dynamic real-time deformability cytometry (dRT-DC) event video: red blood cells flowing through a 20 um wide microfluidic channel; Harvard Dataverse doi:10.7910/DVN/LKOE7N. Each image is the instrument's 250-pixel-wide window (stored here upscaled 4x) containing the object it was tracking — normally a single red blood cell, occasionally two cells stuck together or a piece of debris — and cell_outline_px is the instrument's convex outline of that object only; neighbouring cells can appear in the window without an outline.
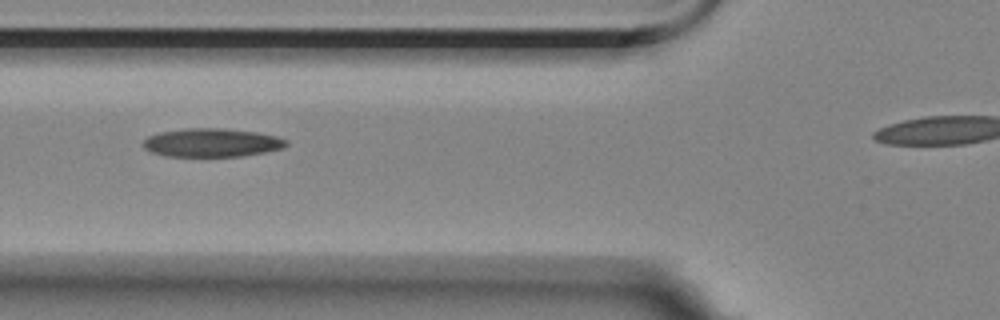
{"species": "Egyptian fruit bat (a non-hibernating species)", "species_latin": "Rousettus aegyptiacus", "temperature_condition": "room temperature", "stored_images_in_passage": 9, "segment_of_instrument_passage": [1, 2], "camera_frame_rate_fps": 3000, "um_per_image_px": 0.085, "animal": {"sex": "female"}, "frame": {"image": 1, "passage_image": 2, "time_ms": 1.333, "image_size_px": [1000, 320], "cell_outline_px": [[288, 144], [284, 148], [244, 156], [168, 156], [152, 152], [144, 148], [140, 144], [148, 136], [160, 132], [184, 128], [224, 128], [256, 132], [276, 136], [288, 140]], "centroid_in_image_um": [18.0, 12.12], "position_along_channel_um": 107.8, "area_um2": 23.87}}
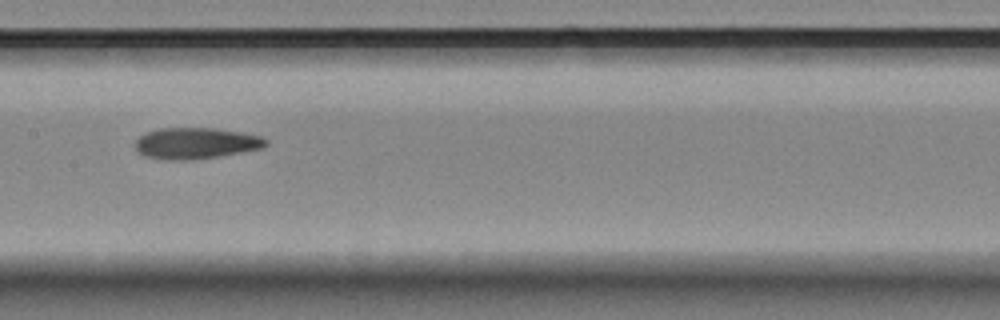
{"frame": {"image": 2, "passage_image": 4, "time_ms": 3.667, "image_size_px": [1000, 320], "cell_outline_px": [[268, 144], [264, 148], [192, 160], [164, 160], [144, 156], [136, 148], [136, 140], [140, 136], [148, 132], [160, 128], [216, 128], [244, 132], [264, 136], [268, 140]], "centroid_in_image_um": [16.7, 12.17], "position_along_channel_um": 190.7, "area_um2": 23.87}}
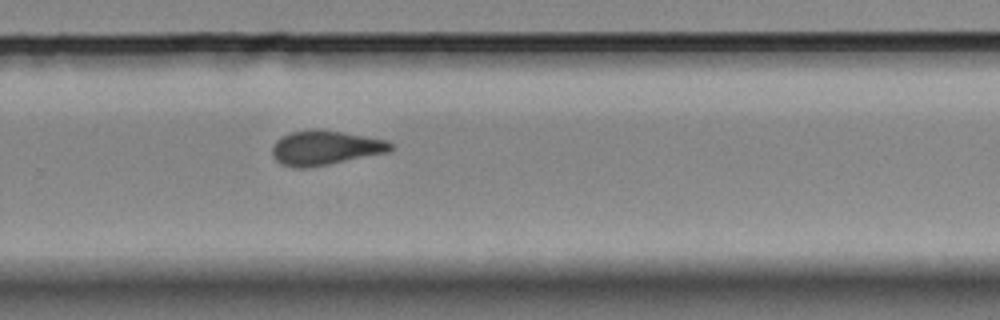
{"frame": {"image": 3, "passage_image": 8, "time_ms": 9.0, "image_size_px": [1000, 320], "cell_outline_px": [[396, 148], [392, 152], [308, 168], [296, 168], [280, 164], [272, 156], [272, 144], [280, 136], [288, 132], [312, 128], [316, 128], [344, 132], [388, 140]], "centroid_in_image_um": [27.65, 12.55], "position_along_channel_um": 302.1, "area_um2": 24.51}}